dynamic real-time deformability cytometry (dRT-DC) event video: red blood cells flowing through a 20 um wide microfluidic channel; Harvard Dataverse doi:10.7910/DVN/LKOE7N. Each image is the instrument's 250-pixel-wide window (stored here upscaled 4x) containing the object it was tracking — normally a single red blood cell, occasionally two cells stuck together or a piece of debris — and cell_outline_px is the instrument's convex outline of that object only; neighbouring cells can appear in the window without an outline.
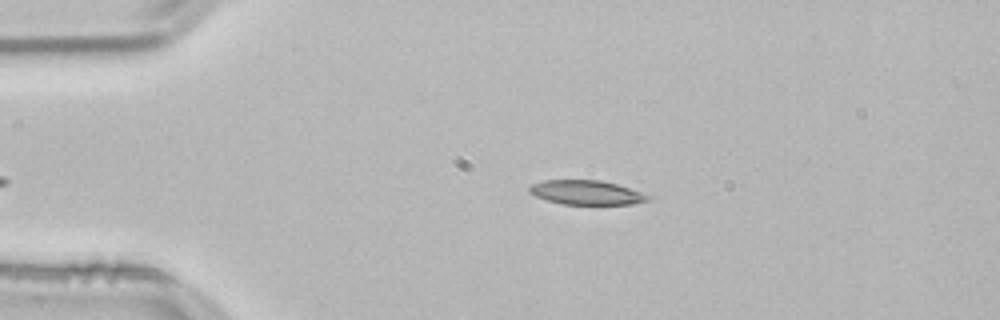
{"species": "common noctule bat (a hibernating species)", "species_latin": "Nyctalus noctula", "temperature_condition": "room temperature", "stored_images_in_passage": 40, "camera_frame_rate_fps": 3000, "um_per_image_px": 0.085, "animal": {"sex": "male", "body_mass_g": 21.5, "forearm_length_mm": 52.0}, "frame": {"image": 1, "passage_image": 4, "time_ms": 1.0, "image_size_px": [1000, 320], "cell_outline_px": [[652, 200], [632, 204], [560, 204], [536, 196], [528, 192], [528, 188], [532, 184], [544, 180], [600, 180], [616, 184], [652, 196]], "centroid_in_image_um": [49.85, 16.37], "position_along_channel_um": 35.2, "area_um2": 16.76}}
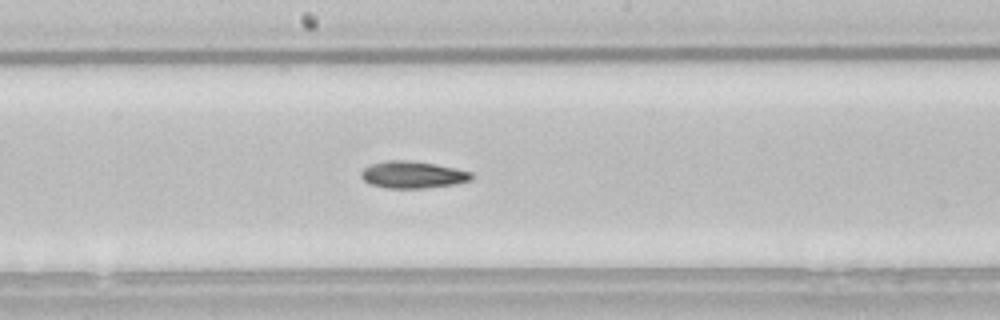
{"frame": {"image": 2, "passage_image": 21, "time_ms": 6.667, "image_size_px": [1000, 320], "cell_outline_px": [[472, 180], [456, 184], [424, 188], [388, 188], [368, 184], [360, 176], [360, 172], [364, 168], [372, 164], [388, 160], [408, 160], [456, 168], [472, 172]], "centroid_in_image_um": [35.07, 14.86], "position_along_channel_um": 213.1, "area_um2": 17.34}}
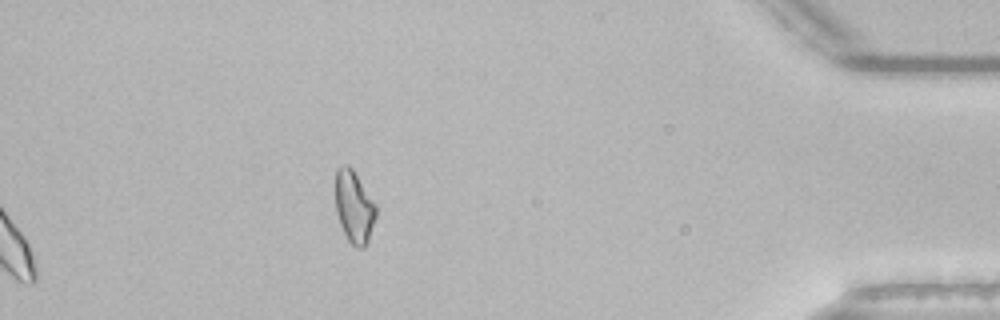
{"frame": {"image": 3, "passage_image": 40, "time_ms": 13.0, "image_size_px": [1000, 320], "cell_outline_px": [[376, 216], [368, 240], [364, 248], [356, 248], [348, 240], [340, 224], [336, 212], [336, 168], [344, 164], [348, 164], [352, 168], [376, 204]], "centroid_in_image_um": [30.1, 17.57], "position_along_channel_um": 405.1, "area_um2": 16.99}, "authors_computed_cell_mechanics": {"area_um2": 17.2533, "velocity_mm_per_s": 3.8287, "shape_relaxation_time_tau1_ms": null, "shape_relaxation_time_tau2_ms": 9.5808, "deformation_change_tau1": null, "deformation_change_tau2": 0.1799}}